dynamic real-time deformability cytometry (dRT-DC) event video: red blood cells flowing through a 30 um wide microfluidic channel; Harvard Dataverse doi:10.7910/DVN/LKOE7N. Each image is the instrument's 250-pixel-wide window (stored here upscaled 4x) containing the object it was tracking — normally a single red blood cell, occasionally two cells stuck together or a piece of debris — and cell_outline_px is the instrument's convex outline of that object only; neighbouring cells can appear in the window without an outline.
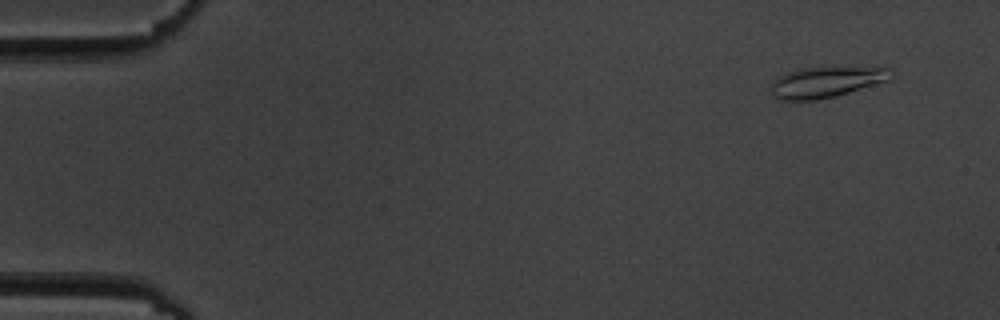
{"species": "common noctule bat (a hibernating species)", "species_latin": "Nyctalus noctula", "temperature_condition": "cold", "stored_images_in_passage": 5, "camera_frame_rate_fps": 3000, "um_per_image_px": 0.085, "animal": {"sex": "male", "body_mass_g": 19.5, "forearm_length_mm": 54.6}, "frame": {"image": 1, "passage_image": 1, "time_ms": 0.0, "image_size_px": [1000, 320], "cell_outline_px": [[892, 80], [836, 96], [816, 100], [776, 100], [772, 96], [768, 88], [772, 80], [776, 76], [788, 72], [804, 68], [892, 68]], "centroid_in_image_um": [70.16, 7.0], "position_along_channel_um": 14.8, "area_um2": 21.73}}